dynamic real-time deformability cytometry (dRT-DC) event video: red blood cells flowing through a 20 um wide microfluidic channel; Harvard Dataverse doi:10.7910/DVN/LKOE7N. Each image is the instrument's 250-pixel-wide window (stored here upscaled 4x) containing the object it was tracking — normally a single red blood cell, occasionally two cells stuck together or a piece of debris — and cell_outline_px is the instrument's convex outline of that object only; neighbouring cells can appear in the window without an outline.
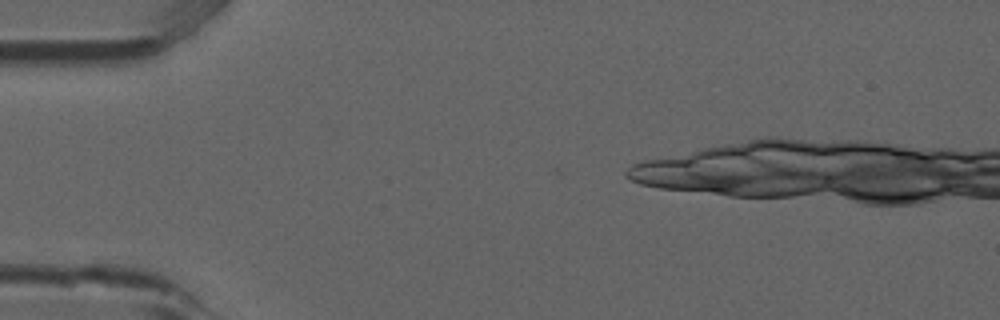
{"species": "common noctule bat (a hibernating species)", "species_latin": "Nyctalus noctula", "temperature_condition": "room temperature", "stored_images_in_passage": 4, "segment_of_instrument_passage": [2, 2], "camera_frame_rate_fps": 3000, "um_per_image_px": 0.085, "animal": {"sex": "male", "forearm_length_mm": 52.5}, "frame": {"image": 1, "passage_image": 3, "time_ms": 0.667, "image_size_px": [1000, 320], "cell_outline_px": [[804, 192], [780, 196], [744, 196], [672, 188], [648, 184], [652, 180], [700, 176], [704, 176], [744, 180], [796, 188]], "centroid_in_image_um": [61.71, 15.84], "position_along_channel_um": 23.3, "area_um2": 13.12}}